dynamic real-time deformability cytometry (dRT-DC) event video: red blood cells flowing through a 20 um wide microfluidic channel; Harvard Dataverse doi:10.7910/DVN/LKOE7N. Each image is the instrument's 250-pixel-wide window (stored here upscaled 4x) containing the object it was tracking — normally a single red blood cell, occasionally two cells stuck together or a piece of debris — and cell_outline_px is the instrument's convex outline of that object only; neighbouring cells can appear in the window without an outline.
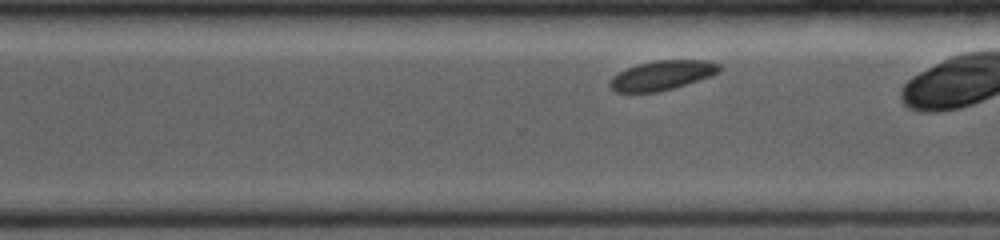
{"species": "common noctule bat (a hibernating species)", "species_latin": "Nyctalus noctula", "temperature_condition": "room temperature", "stored_images_in_passage": 30, "camera_frame_rate_fps": 4000, "um_per_image_px": 0.085, "animal": {"sex": "female", "body_mass_g": 19.0, "forearm_length_mm": 53.3}, "frame": {"image": 1, "passage_image": 22, "time_ms": 6.25, "image_size_px": [1000, 240], "cell_outline_px": [[724, 68], [720, 72], [672, 88], [656, 92], [616, 92], [608, 84], [608, 80], [612, 76], [636, 64], [656, 60], [708, 60], [720, 64]], "centroid_in_image_um": [56.27, 6.38], "position_along_channel_um": 314.3, "area_um2": 18.67}}